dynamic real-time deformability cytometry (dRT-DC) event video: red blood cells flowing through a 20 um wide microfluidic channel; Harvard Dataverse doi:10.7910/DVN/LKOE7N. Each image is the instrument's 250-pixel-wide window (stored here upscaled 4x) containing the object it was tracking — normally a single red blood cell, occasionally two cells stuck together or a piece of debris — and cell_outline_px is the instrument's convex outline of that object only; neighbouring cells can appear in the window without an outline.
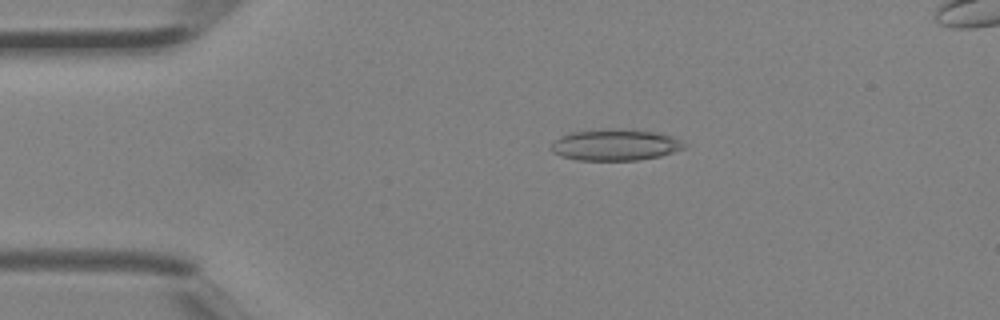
{"species": "Egyptian fruit bat (a non-hibernating species)", "species_latin": "Rousettus aegyptiacus", "temperature_condition": "room temperature", "stored_images_in_passage": 3, "camera_frame_rate_fps": 3000, "um_per_image_px": 0.085, "animal": {"sex": "female"}, "frame": {"image": 1, "passage_image": 1, "time_ms": 0.0, "image_size_px": [1000, 320], "cell_outline_px": [[688, 144], [684, 148], [660, 156], [636, 160], [576, 160], [560, 156], [552, 152], [552, 144], [560, 136], [568, 132], [600, 128], [624, 128], [656, 132], [672, 136]], "centroid_in_image_um": [52.28, 12.29], "position_along_channel_um": 32.7, "area_um2": 24.68}}